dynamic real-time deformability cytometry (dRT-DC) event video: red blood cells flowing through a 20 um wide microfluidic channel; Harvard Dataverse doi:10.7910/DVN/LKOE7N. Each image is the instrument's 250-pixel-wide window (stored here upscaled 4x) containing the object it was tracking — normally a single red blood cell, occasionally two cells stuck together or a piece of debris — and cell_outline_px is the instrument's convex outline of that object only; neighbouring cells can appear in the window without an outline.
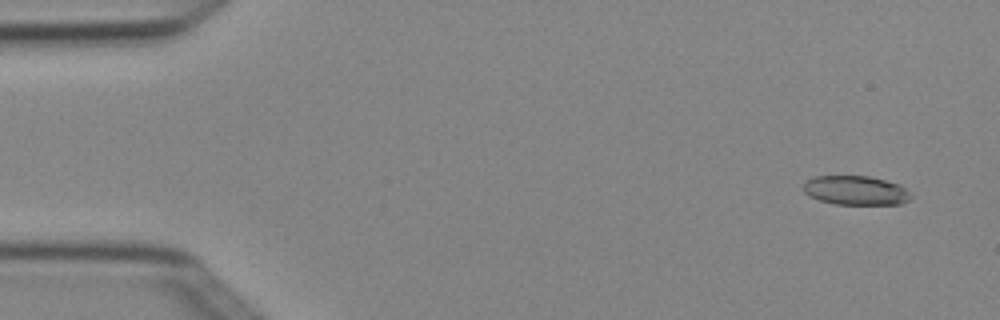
{"species": "Egyptian fruit bat (a non-hibernating species)", "species_latin": "Rousettus aegyptiacus", "temperature_condition": "cold", "stored_images_in_passage": 4, "camera_frame_rate_fps": 3000, "um_per_image_px": 0.085, "animal": {"sex": "female"}, "frame": {"image": 1, "passage_image": 1, "time_ms": 0.0, "image_size_px": [1000, 320], "cell_outline_px": [[912, 196], [908, 200], [900, 204], [836, 204], [820, 200], [808, 196], [800, 188], [808, 180], [816, 176], [868, 176], [900, 184]], "centroid_in_image_um": [72.7, 16.18], "position_along_channel_um": 12.3, "area_um2": 18.21}}
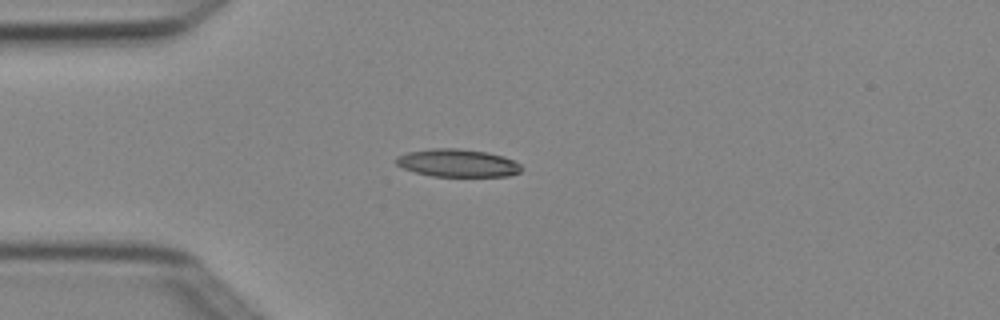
{"frame": {"image": 2, "passage_image": 4, "time_ms": 1.0, "image_size_px": [1000, 320], "cell_outline_px": [[524, 168], [520, 172], [508, 176], [432, 176], [416, 172], [404, 168], [396, 164], [396, 156], [408, 152], [432, 148], [456, 148], [488, 152], [504, 156], [520, 164]], "centroid_in_image_um": [38.92, 13.85], "position_along_channel_um": 46.1, "area_um2": 20.29}}